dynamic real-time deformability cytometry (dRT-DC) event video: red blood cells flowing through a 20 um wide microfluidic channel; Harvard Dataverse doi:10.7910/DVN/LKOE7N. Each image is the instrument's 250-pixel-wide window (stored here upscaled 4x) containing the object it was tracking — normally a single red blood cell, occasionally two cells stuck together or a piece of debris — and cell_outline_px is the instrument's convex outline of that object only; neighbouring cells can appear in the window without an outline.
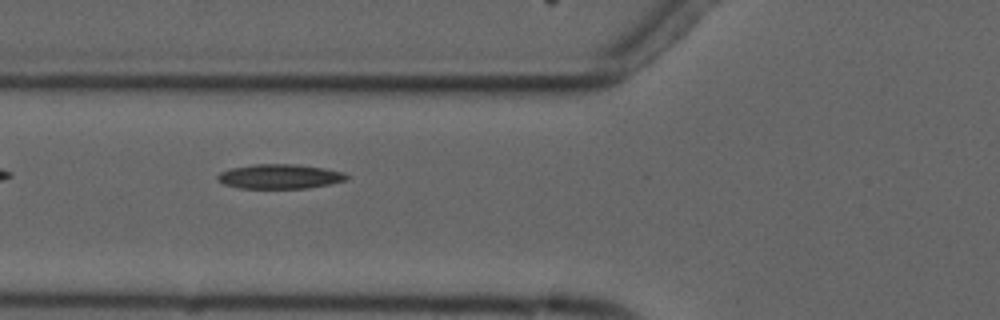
{"species": "common noctule bat (a hibernating species)", "species_latin": "Nyctalus noctula", "temperature_condition": "cold", "stored_images_in_passage": 4, "camera_frame_rate_fps": 3000, "um_per_image_px": 0.085, "animal": {"sex": "male", "forearm_length_mm": 52.5}, "frame": {"image": 1, "passage_image": 3, "time_ms": 2.333, "image_size_px": [1000, 320], "cell_outline_px": [[348, 180], [308, 188], [240, 188], [224, 184], [216, 180], [216, 176], [220, 172], [232, 168], [256, 164], [292, 164], [324, 168], [344, 172], [348, 176]], "centroid_in_image_um": [23.77, 15.0], "position_along_channel_um": 102.0, "area_um2": 18.38}}
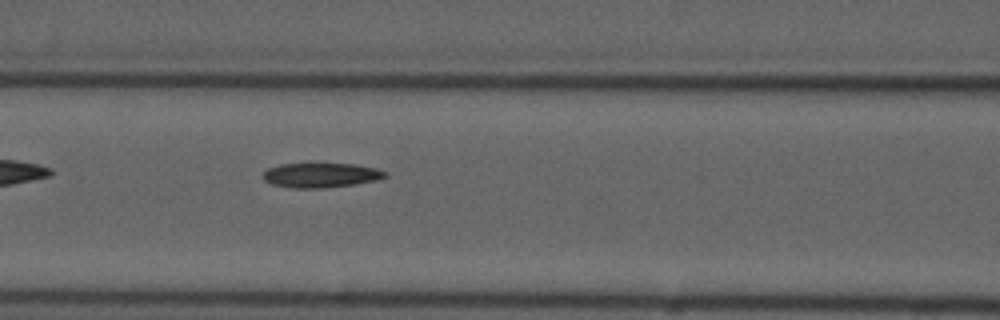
{"frame": {"image": 2, "passage_image": 4, "time_ms": 3.333, "image_size_px": [1000, 320], "cell_outline_px": [[388, 176], [376, 180], [352, 184], [324, 188], [292, 188], [272, 184], [264, 180], [264, 172], [268, 168], [280, 164], [356, 164], [376, 168], [388, 172]], "centroid_in_image_um": [27.3, 14.89], "position_along_channel_um": 139.3, "area_um2": 17.4}}